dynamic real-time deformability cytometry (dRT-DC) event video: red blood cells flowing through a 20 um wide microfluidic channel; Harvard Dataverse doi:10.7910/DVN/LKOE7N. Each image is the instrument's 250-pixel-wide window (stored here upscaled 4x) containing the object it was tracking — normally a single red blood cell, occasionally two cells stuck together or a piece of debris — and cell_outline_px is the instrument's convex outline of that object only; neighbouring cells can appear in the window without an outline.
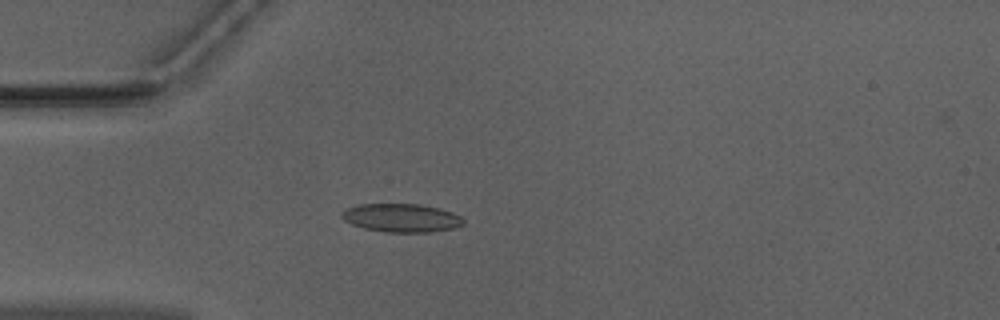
{"species": "Egyptian fruit bat (a non-hibernating species)", "species_latin": "Rousettus aegyptiacus", "temperature_condition": "warm", "stored_images_in_passage": 51, "camera_frame_rate_fps": 3000, "um_per_image_px": 0.085, "animal": {"sex": "male"}, "frame": {"image": 1, "passage_image": 14, "time_ms": 4.333, "image_size_px": [1000, 320], "cell_outline_px": [[464, 224], [452, 228], [428, 232], [384, 232], [364, 228], [352, 224], [344, 220], [340, 216], [340, 212], [348, 208], [360, 204], [420, 204], [440, 208], [452, 212], [460, 216], [464, 220]], "centroid_in_image_um": [34.11, 18.51], "position_along_channel_um": 50.9, "area_um2": 20.11}}
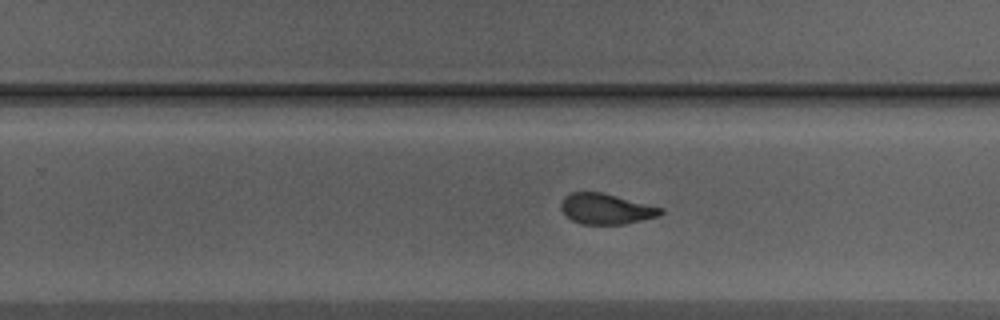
{"frame": {"image": 2, "passage_image": 32, "time_ms": 10.333, "image_size_px": [1000, 320], "cell_outline_px": [[664, 212], [660, 216], [624, 224], [580, 224], [572, 220], [560, 208], [560, 204], [564, 196], [572, 192], [604, 192], [664, 208]], "centroid_in_image_um": [51.54, 17.74], "position_along_channel_um": 278.3, "area_um2": 17.92}}
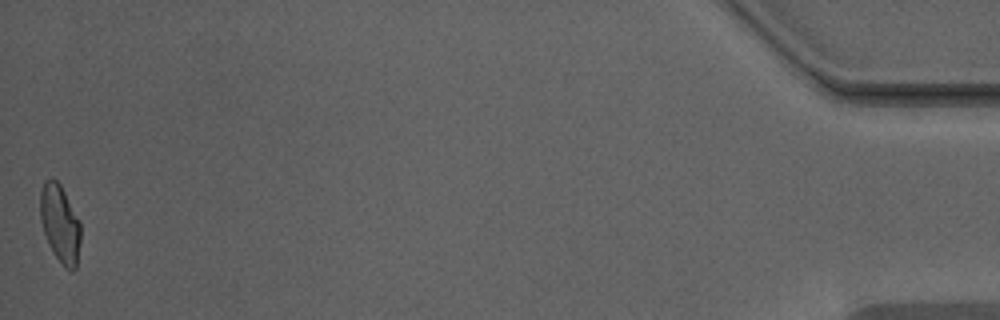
{"frame": {"image": 3, "passage_image": 51, "time_ms": 16.667, "image_size_px": [1000, 320], "cell_outline_px": [[80, 240], [76, 268], [72, 272], [64, 268], [52, 252], [48, 244], [40, 220], [40, 192], [44, 180], [52, 176], [60, 184], [80, 220]], "centroid_in_image_um": [5.09, 19.01], "position_along_channel_um": 430.1, "area_um2": 18.61}, "authors_computed_cell_mechanics": {"area_um2": 18.6694, "velocity_mm_per_s": 3.9691, "shape_relaxation_time_tau1_ms": 6.7398, "shape_relaxation_time_tau2_ms": 1.6397, "deformation_change_tau1": 0.163, "deformation_change_tau2": 0.0675}}